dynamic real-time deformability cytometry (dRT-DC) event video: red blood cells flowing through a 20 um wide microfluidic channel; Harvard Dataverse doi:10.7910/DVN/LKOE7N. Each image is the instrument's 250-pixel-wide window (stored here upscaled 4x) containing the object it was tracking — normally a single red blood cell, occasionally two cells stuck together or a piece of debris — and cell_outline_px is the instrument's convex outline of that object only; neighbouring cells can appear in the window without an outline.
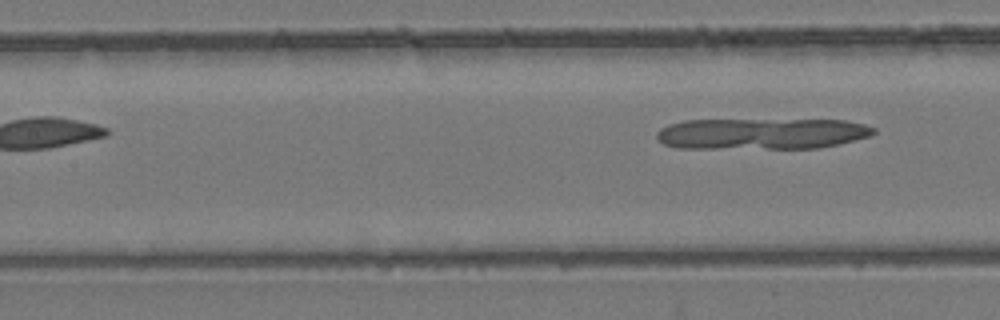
{"species": "common noctule bat (a hibernating species)", "species_latin": "Nyctalus noctula", "temperature_condition": "room temperature", "stored_images_in_passage": 6, "segment_of_instrument_passage": [2, 2], "camera_frame_rate_fps": 3000, "um_per_image_px": 0.085, "animal": {"sex": "female", "body_mass_g": 24.6, "forearm_length_mm": 56.2}, "frame": {"image": 1, "passage_image": 6, "time_ms": 1.667, "image_size_px": [1000, 320], "cell_outline_px": [[876, 132], [868, 136], [856, 140], [840, 144], [820, 148], [676, 148], [664, 144], [656, 140], [656, 132], [660, 128], [668, 124], [684, 120], [844, 120], [864, 124], [876, 128]], "centroid_in_image_um": [64.71, 11.36], "position_along_channel_um": 142.7, "area_um2": 39.65}}